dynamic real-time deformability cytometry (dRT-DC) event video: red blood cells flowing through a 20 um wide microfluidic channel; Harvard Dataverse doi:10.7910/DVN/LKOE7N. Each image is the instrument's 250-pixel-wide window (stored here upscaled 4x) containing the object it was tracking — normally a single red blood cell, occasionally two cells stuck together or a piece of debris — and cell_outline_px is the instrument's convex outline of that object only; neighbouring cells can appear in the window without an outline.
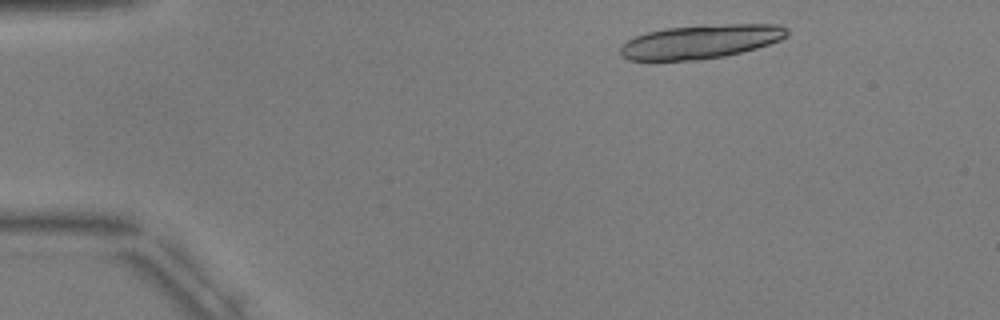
{"species": "common noctule bat (a hibernating species)", "species_latin": "Nyctalus noctula", "temperature_condition": "warm", "stored_images_in_passage": 6, "segment_of_instrument_passage": [1, 2], "camera_frame_rate_fps": 3000, "um_per_image_px": 0.085, "animal": {"sex": "male", "body_mass_g": 17.9, "forearm_length_mm": 54.2}, "frame": {"image": 1, "passage_image": 2, "time_ms": 1.0, "image_size_px": [1000, 320], "cell_outline_px": [[788, 36], [780, 40], [756, 48], [724, 56], [700, 60], [628, 60], [620, 56], [620, 48], [628, 40], [636, 36], [648, 32], [668, 28], [728, 24], [780, 24], [788, 28]], "centroid_in_image_um": [59.59, 3.54], "position_along_channel_um": 25.4, "area_um2": 32.66}}